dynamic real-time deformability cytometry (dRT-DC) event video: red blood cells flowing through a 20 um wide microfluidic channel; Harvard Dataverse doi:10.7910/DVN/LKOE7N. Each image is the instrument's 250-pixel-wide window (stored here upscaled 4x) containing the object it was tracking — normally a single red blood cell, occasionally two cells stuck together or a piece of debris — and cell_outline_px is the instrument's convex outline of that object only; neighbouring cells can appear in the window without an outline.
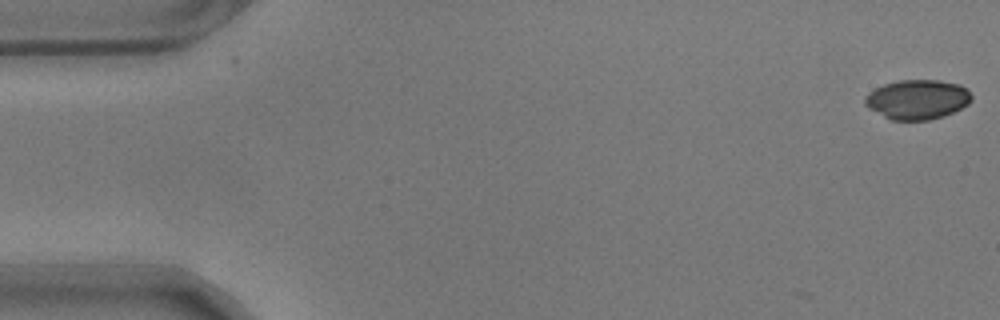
{"species": "common noctule bat (a hibernating species)", "species_latin": "Nyctalus noctula", "temperature_condition": "warm", "stored_images_in_passage": 2, "camera_frame_rate_fps": 3000, "um_per_image_px": 0.085, "animal": {"sex": "male", "body_mass_g": 17.9}, "frame": {"image": 1, "passage_image": 2, "time_ms": 0.333, "image_size_px": [1000, 320], "cell_outline_px": [[972, 100], [968, 104], [944, 116], [928, 120], [892, 120], [868, 108], [864, 104], [864, 96], [868, 92], [884, 84], [900, 80], [940, 80], [960, 84], [968, 88], [972, 96]], "centroid_in_image_um": [77.98, 8.44], "position_along_channel_um": 7.0, "area_um2": 24.74}}